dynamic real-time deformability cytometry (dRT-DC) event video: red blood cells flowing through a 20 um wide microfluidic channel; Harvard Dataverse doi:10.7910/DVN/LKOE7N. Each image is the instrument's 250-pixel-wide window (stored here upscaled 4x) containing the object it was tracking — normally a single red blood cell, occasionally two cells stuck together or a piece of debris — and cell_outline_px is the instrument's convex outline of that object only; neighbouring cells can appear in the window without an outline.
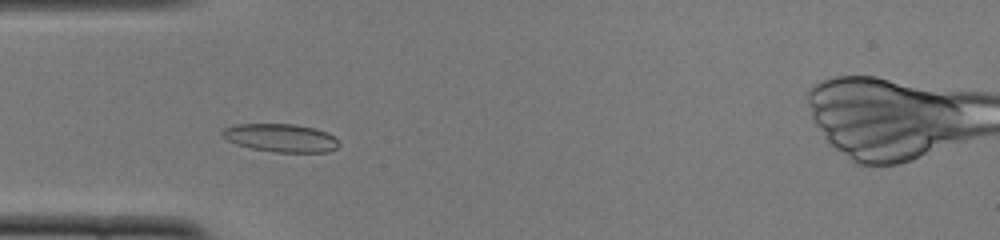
{"species": "common noctule bat (a hibernating species)", "species_latin": "Nyctalus noctula", "temperature_condition": "cold", "stored_images_in_passage": 42, "camera_frame_rate_fps": 3000, "um_per_image_px": 0.085, "animal": {"sex": "female", "body_mass_g": 22.0, "forearm_length_mm": 56.7}, "frame": {"image": 1, "passage_image": 5, "time_ms": 1.333, "image_size_px": [1000, 240], "cell_outline_px": [[340, 144], [336, 148], [328, 152], [276, 152], [252, 148], [236, 144], [220, 136], [220, 132], [224, 128], [236, 124], [296, 124], [328, 132]], "centroid_in_image_um": [23.83, 11.71], "position_along_channel_um": 61.2, "area_um2": 19.07}}
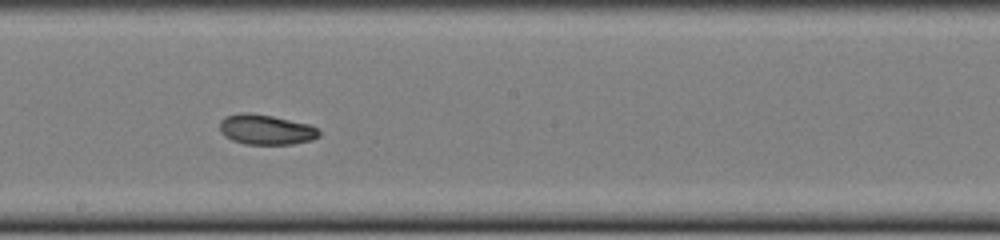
{"frame": {"image": 2, "passage_image": 18, "time_ms": 5.667, "image_size_px": [1000, 240], "cell_outline_px": [[320, 136], [312, 140], [292, 144], [244, 144], [232, 140], [224, 136], [220, 132], [220, 120], [224, 116], [240, 112], [248, 112], [272, 116], [308, 124], [316, 128], [320, 132]], "centroid_in_image_um": [22.57, 11.01], "position_along_channel_um": 225.6, "area_um2": 17.51}}
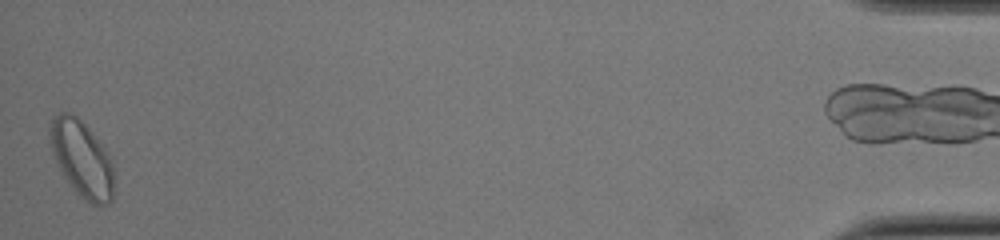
{"frame": {"image": 3, "passage_image": 41, "time_ms": 13.333, "image_size_px": [1000, 240], "cell_outline_px": [[112, 200], [108, 204], [92, 204], [84, 200], [76, 192], [64, 176], [56, 164], [52, 152], [48, 132], [48, 128], [52, 120], [60, 112], [68, 112], [76, 116], [96, 136], [104, 148], [112, 164]], "centroid_in_image_um": [6.92, 13.48], "position_along_channel_um": 428.3, "area_um2": 28.09}, "authors_computed_cell_mechanics": {"area_um2": 18.2359, "velocity_mm_per_s": 3.8338, "shape_relaxation_time_tau1_ms": 6.6295, "shape_relaxation_time_tau2_ms": 8.8378, "deformation_change_tau1": 0.1173, "deformation_change_tau2": 0.1364}}